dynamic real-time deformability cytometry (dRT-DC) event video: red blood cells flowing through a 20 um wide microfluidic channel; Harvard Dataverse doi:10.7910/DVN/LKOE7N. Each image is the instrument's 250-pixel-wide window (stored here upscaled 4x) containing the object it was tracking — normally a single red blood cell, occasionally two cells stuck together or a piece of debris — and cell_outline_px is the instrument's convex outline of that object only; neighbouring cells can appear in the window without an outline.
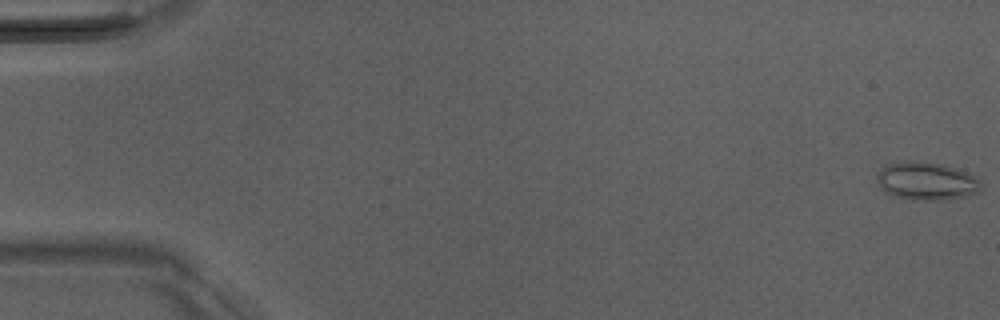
{"species": "Egyptian fruit bat (a non-hibernating species)", "species_latin": "Rousettus aegyptiacus", "temperature_condition": "room temperature", "stored_images_in_passage": 52, "camera_frame_rate_fps": 3000, "um_per_image_px": 0.085, "animal": {"sex": "male"}, "frame": {"image": 1, "passage_image": 1, "time_ms": 0.0, "image_size_px": [1000, 320], "cell_outline_px": [[980, 188], [976, 192], [964, 196], [944, 200], [912, 200], [896, 196], [880, 188], [876, 180], [880, 168], [888, 164], [940, 164], [964, 172], [980, 180]], "centroid_in_image_um": [78.73, 15.45], "position_along_channel_um": 6.3, "area_um2": 21.85}}
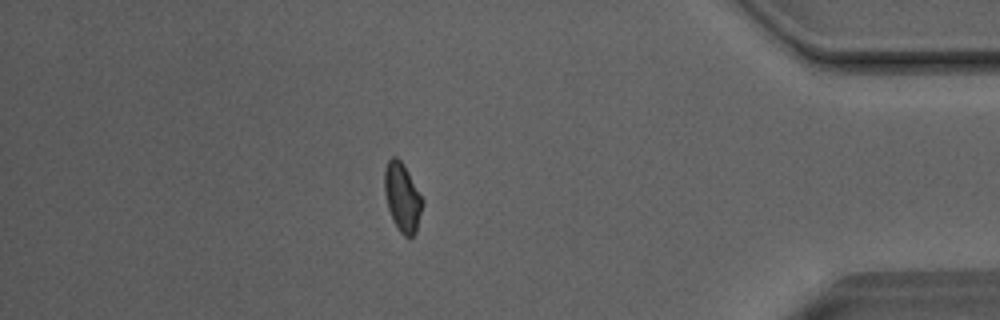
{"frame": {"image": 2, "passage_image": 45, "time_ms": 14.667, "image_size_px": [1000, 320], "cell_outline_px": [[424, 204], [416, 232], [412, 236], [404, 236], [400, 232], [392, 220], [388, 208], [384, 192], [384, 168], [388, 160], [392, 156], [396, 156], [404, 164], [424, 200]], "centroid_in_image_um": [34.2, 16.75], "position_along_channel_um": 401.0, "area_um2": 15.43}}
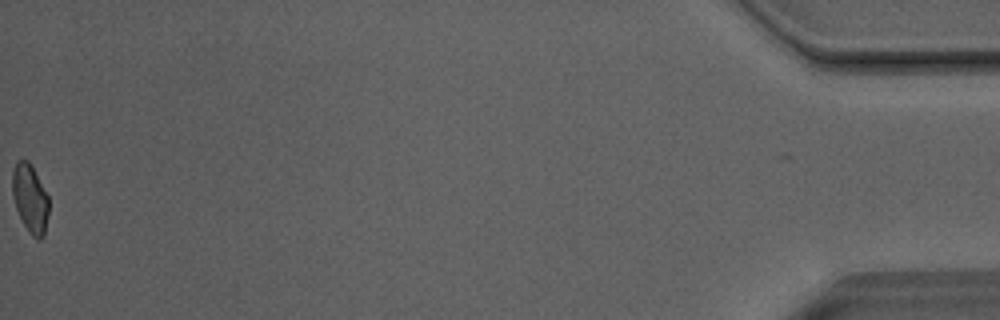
{"frame": {"image": 3, "passage_image": 52, "time_ms": 17.0, "image_size_px": [1000, 320], "cell_outline_px": [[48, 216], [44, 236], [40, 240], [36, 240], [28, 232], [16, 208], [12, 196], [12, 172], [16, 160], [28, 160], [48, 196]], "centroid_in_image_um": [2.55, 16.9], "position_along_channel_um": 432.7, "area_um2": 14.51}, "authors_computed_cell_mechanics": {"area_um2": 15.606, "velocity_mm_per_s": 4.0645, "shape_relaxation_time_tau1_ms": null, "shape_relaxation_time_tau2_ms": 1.3329, "deformation_change_tau1": null, "deformation_change_tau2": 0.0592}}